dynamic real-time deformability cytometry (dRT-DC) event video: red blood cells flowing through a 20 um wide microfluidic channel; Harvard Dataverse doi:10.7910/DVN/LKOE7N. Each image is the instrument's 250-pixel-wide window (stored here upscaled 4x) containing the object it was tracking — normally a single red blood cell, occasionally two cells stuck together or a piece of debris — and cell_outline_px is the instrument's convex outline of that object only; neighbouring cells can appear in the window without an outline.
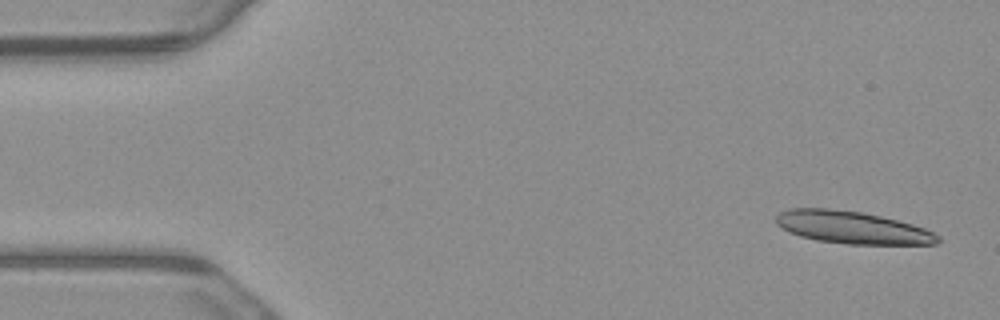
{"species": "common noctule bat (a hibernating species)", "species_latin": "Nyctalus noctula", "temperature_condition": "warm", "stored_images_in_passage": 5, "segment_of_instrument_passage": [1, 2], "camera_frame_rate_fps": 3000, "um_per_image_px": 0.085, "animal": {"sex": "male", "body_mass_g": 23.1, "forearm_length_mm": 52.7}, "frame": {"image": 1, "passage_image": 1, "time_ms": 0.0, "image_size_px": [1000, 320], "cell_outline_px": [[940, 240], [936, 244], [848, 244], [816, 240], [800, 236], [788, 232], [776, 224], [776, 216], [780, 212], [788, 208], [828, 208], [860, 212], [880, 216], [912, 224], [924, 228], [940, 236]], "centroid_in_image_um": [72.4, 19.33], "position_along_channel_um": 12.6, "area_um2": 30.46}}